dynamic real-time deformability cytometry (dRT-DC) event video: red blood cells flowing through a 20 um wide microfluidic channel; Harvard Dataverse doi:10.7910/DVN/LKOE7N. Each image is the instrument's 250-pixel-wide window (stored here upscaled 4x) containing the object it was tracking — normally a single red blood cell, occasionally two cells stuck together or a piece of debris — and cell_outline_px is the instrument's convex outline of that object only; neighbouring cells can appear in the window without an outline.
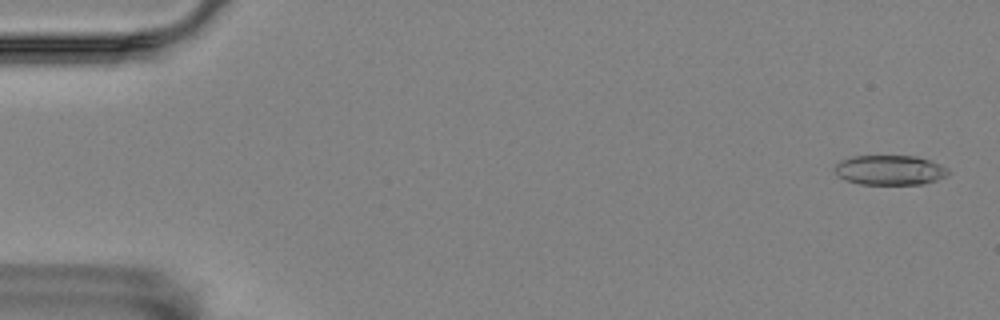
{"species": "Egyptian fruit bat (a non-hibernating species)", "species_latin": "Rousettus aegyptiacus", "temperature_condition": "room temperature", "stored_images_in_passage": 57, "camera_frame_rate_fps": 3000, "um_per_image_px": 0.085, "animal": {"sex": "female"}, "frame": {"image": 1, "passage_image": 2, "time_ms": 0.333, "image_size_px": [1000, 320], "cell_outline_px": [[948, 172], [944, 176], [936, 180], [924, 184], [860, 184], [848, 180], [840, 176], [836, 172], [836, 164], [840, 160], [852, 156], [916, 156], [940, 164], [948, 168]], "centroid_in_image_um": [75.64, 14.45], "position_along_channel_um": 9.4, "area_um2": 19.42}}
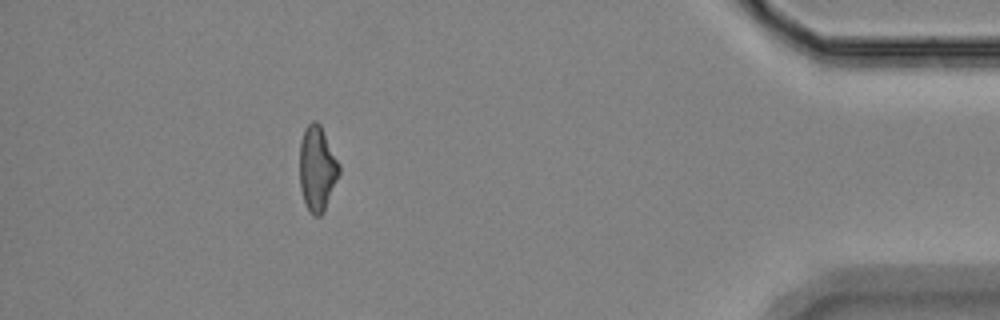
{"frame": {"image": 2, "passage_image": 51, "time_ms": 16.667, "image_size_px": [1000, 320], "cell_outline_px": [[340, 172], [324, 212], [320, 216], [312, 216], [308, 212], [300, 188], [300, 140], [304, 128], [312, 120], [316, 120], [320, 124], [340, 164]], "centroid_in_image_um": [26.95, 14.33], "position_along_channel_um": 408.2, "area_um2": 19.77}}